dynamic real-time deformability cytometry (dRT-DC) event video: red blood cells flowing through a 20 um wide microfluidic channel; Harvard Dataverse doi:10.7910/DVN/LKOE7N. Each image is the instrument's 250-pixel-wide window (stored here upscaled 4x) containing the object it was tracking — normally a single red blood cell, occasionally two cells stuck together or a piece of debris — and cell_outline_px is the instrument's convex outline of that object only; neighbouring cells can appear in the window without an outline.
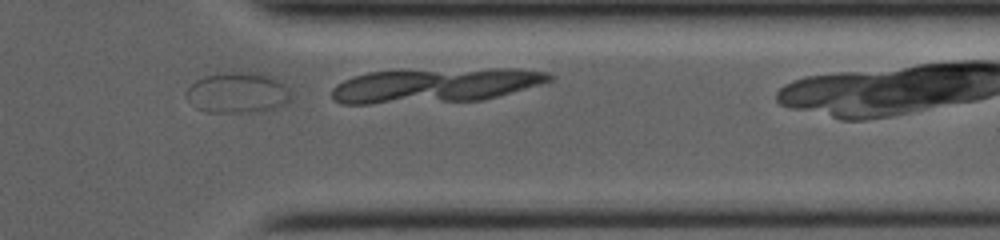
{"species": "common noctule bat (a hibernating species)", "species_latin": "Nyctalus noctula", "temperature_condition": "room temperature", "stored_images_in_passage": 35, "camera_frame_rate_fps": 4000, "um_per_image_px": 0.085, "animal": {"sex": "female", "body_mass_g": 19.0, "forearm_length_mm": 53.3}, "frame": {"image": 1, "passage_image": 35, "time_ms": 8.5, "image_size_px": [1000, 240], "cell_outline_px": [[292, 96], [284, 104], [268, 112], [204, 112], [196, 108], [192, 104], [188, 92], [188, 88], [196, 80], [204, 76], [228, 72], [256, 72], [272, 76], [280, 80], [292, 92]], "centroid_in_image_um": [20.28, 7.89], "position_along_channel_um": 391.1, "area_um2": 25.03}}